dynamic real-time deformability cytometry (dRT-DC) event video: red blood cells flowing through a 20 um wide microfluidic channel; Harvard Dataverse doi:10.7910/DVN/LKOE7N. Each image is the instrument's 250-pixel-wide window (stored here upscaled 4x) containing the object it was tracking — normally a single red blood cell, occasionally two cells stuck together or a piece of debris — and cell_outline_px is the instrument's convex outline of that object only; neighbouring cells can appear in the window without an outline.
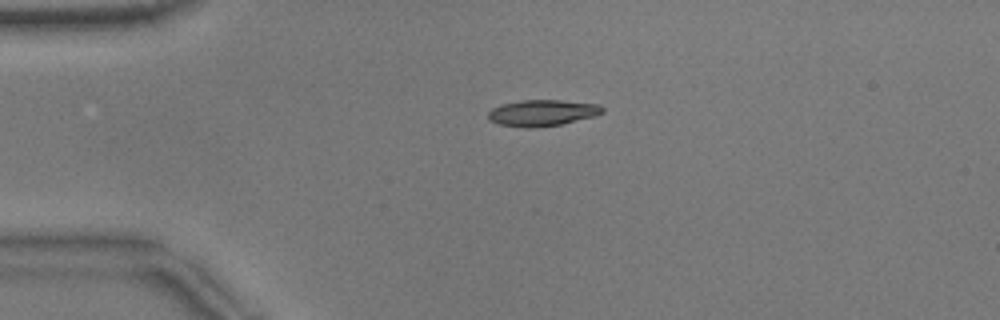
{"species": "common noctule bat (a hibernating species)", "species_latin": "Nyctalus noctula", "temperature_condition": "warm", "stored_images_in_passage": 8, "camera_frame_rate_fps": 3000, "um_per_image_px": 0.085, "animal": {"sex": "male", "body_mass_g": 17.9}, "frame": {"image": 1, "passage_image": 1, "time_ms": 0.0, "image_size_px": [1000, 320], "cell_outline_px": [[604, 112], [596, 116], [560, 124], [528, 128], [500, 124], [488, 120], [488, 112], [492, 108], [500, 104], [520, 100], [560, 100], [600, 104], [604, 108]], "centroid_in_image_um": [46.1, 9.58], "position_along_channel_um": 38.9, "area_um2": 17.51}}